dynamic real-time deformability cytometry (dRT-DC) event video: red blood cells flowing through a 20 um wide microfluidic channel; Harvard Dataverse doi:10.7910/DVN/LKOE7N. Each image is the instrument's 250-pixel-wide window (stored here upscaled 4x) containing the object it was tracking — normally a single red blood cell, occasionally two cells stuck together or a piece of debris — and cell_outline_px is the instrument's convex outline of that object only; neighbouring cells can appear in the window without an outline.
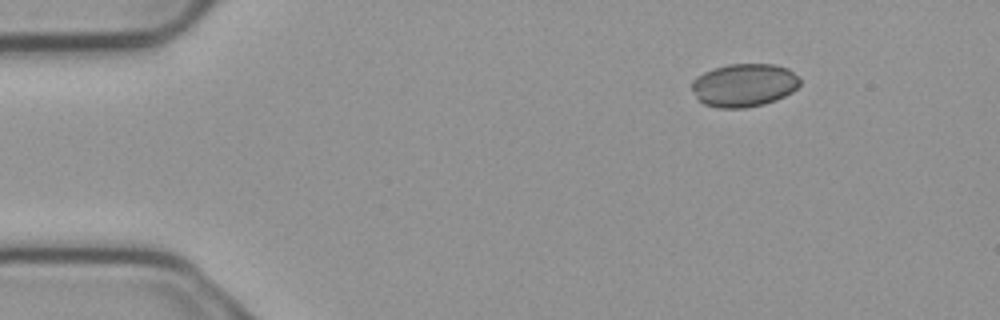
{"species": "common noctule bat (a hibernating species)", "species_latin": "Nyctalus noctula", "temperature_condition": "cold", "stored_images_in_passage": 5, "camera_frame_rate_fps": 3000, "um_per_image_px": 0.085, "animal": {"sex": "male", "body_mass_g": 23.1, "forearm_length_mm": 52.7}, "frame": {"image": 1, "passage_image": 1, "time_ms": 0.0, "image_size_px": [1000, 320], "cell_outline_px": [[800, 84], [792, 92], [776, 100], [764, 104], [744, 108], [716, 108], [704, 104], [696, 96], [692, 88], [692, 80], [696, 76], [712, 68], [728, 64], [776, 64], [788, 68], [800, 80]], "centroid_in_image_um": [63.23, 7.23], "position_along_channel_um": 21.8, "area_um2": 27.28}}
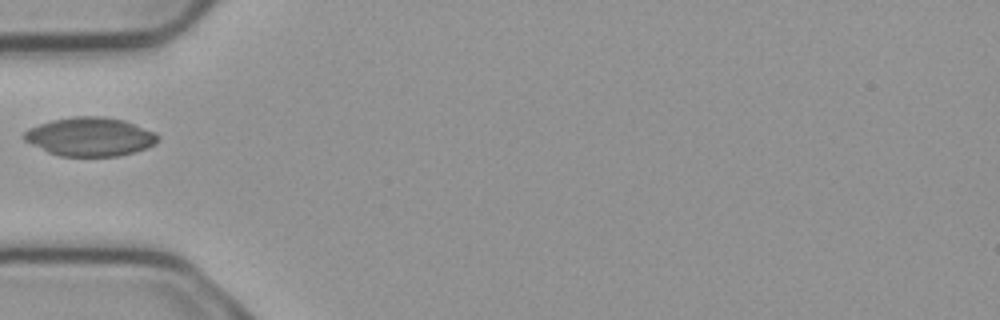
{"frame": {"image": 2, "passage_image": 4, "time_ms": 1.0, "image_size_px": [1000, 320], "cell_outline_px": [[160, 140], [156, 144], [132, 152], [116, 156], [60, 156], [48, 152], [24, 140], [20, 136], [28, 128], [52, 120], [72, 116], [104, 116], [124, 120], [156, 132], [160, 136]], "centroid_in_image_um": [7.66, 11.61], "position_along_channel_um": 77.3, "area_um2": 30.29}}
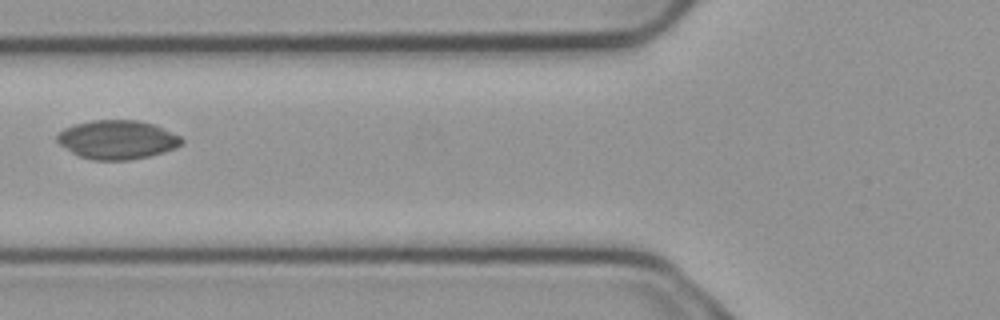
{"frame": {"image": 3, "passage_image": 5, "time_ms": 1.333, "image_size_px": [1000, 320], "cell_outline_px": [[184, 140], [176, 148], [164, 152], [148, 156], [128, 160], [92, 160], [80, 156], [72, 152], [60, 144], [56, 140], [56, 136], [64, 128], [72, 124], [92, 120], [140, 120], [156, 124], [180, 136]], "centroid_in_image_um": [9.97, 11.86], "position_along_channel_um": 115.8, "area_um2": 28.32}}